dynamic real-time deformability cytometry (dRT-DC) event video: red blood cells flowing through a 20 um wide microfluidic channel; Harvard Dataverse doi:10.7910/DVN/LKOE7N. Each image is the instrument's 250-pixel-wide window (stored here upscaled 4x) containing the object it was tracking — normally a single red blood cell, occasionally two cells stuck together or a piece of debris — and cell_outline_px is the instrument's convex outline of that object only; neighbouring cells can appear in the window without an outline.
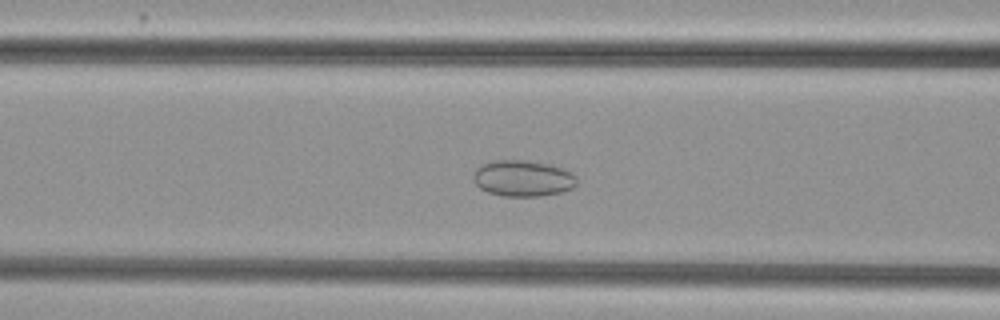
{"species": "common noctule bat (a hibernating species)", "species_latin": "Nyctalus noctula", "temperature_condition": "cold", "stored_images_in_passage": 54, "camera_frame_rate_fps": 3000, "um_per_image_px": 0.085, "animal": {"sex": "female", "body_mass_g": 29.2, "forearm_length_mm": 56.3}, "frame": {"image": 1, "passage_image": 21, "time_ms": 6.667, "image_size_px": [1000, 320], "cell_outline_px": [[576, 184], [572, 188], [560, 192], [540, 196], [504, 196], [488, 192], [480, 188], [472, 180], [472, 176], [476, 168], [480, 164], [496, 160], [524, 160], [548, 164], [572, 172], [576, 176]], "centroid_in_image_um": [44.41, 15.15], "position_along_channel_um": 122.2, "area_um2": 21.79}}
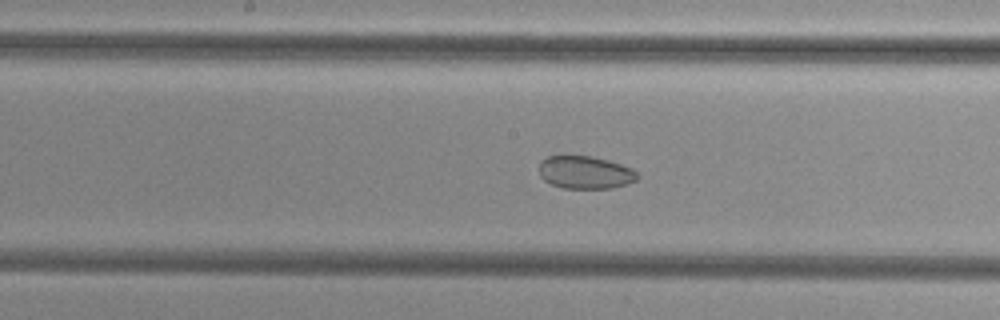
{"frame": {"image": 2, "passage_image": 27, "time_ms": 8.667, "image_size_px": [1000, 320], "cell_outline_px": [[640, 176], [636, 180], [628, 184], [612, 188], [564, 188], [552, 184], [544, 180], [540, 176], [540, 160], [548, 156], [564, 152], [592, 156], [608, 160], [632, 168]], "centroid_in_image_um": [49.71, 14.6], "position_along_channel_um": 198.5, "area_um2": 19.42}}
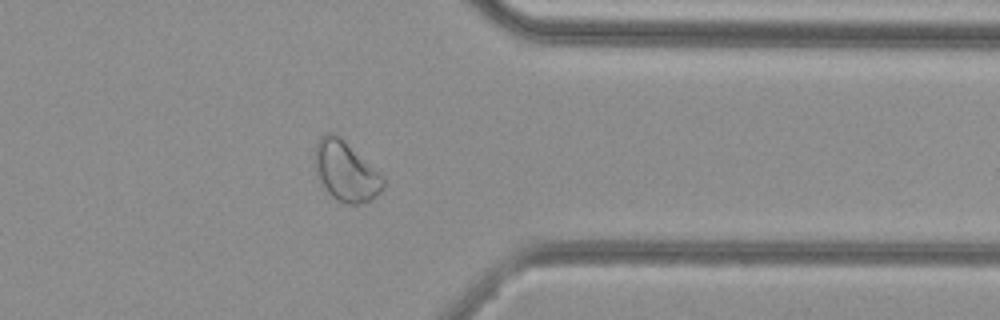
{"frame": {"image": 3, "passage_image": 42, "time_ms": 13.667, "image_size_px": [1000, 320], "cell_outline_px": [[384, 188], [376, 196], [360, 204], [348, 204], [336, 200], [320, 188], [316, 176], [316, 144], [320, 136], [328, 132], [332, 132], [384, 176]], "centroid_in_image_um": [29.36, 14.62], "position_along_channel_um": 382.0, "area_um2": 23.64}, "authors_computed_cell_mechanics": {"area_um2": 25.6632, "velocity_mm_per_s": 3.819, "shape_relaxation_time_tau1_ms": null, "shape_relaxation_time_tau2_ms": 3.1453, "deformation_change_tau1": null, "deformation_change_tau2": 0.0589}}